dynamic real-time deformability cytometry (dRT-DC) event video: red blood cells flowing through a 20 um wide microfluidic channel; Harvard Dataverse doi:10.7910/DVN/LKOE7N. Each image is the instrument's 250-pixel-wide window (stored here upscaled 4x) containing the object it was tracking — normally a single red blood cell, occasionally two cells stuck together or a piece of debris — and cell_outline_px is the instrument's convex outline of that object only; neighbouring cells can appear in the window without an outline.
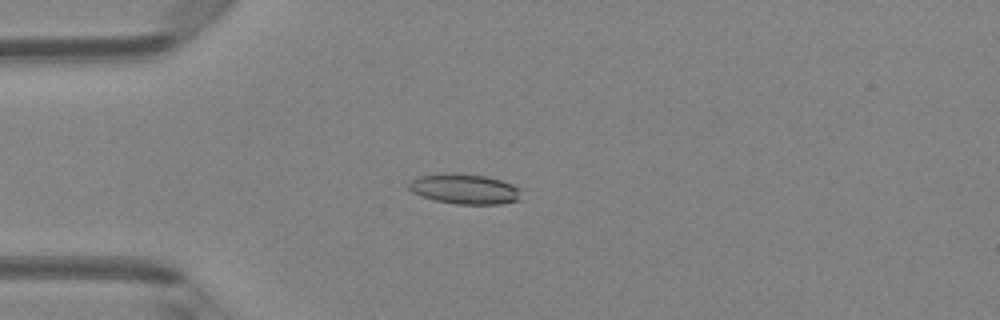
{"species": "Egyptian fruit bat (a non-hibernating species)", "species_latin": "Rousettus aegyptiacus", "temperature_condition": "room temperature", "stored_images_in_passage": 5, "camera_frame_rate_fps": 3000, "um_per_image_px": 0.085, "animal": {"sex": "female"}, "frame": {"image": 1, "passage_image": 4, "time_ms": 1.0, "image_size_px": [1000, 320], "cell_outline_px": [[520, 200], [500, 204], [456, 204], [436, 200], [420, 196], [412, 192], [408, 188], [408, 184], [416, 176], [448, 172], [452, 172], [488, 176], [512, 184], [520, 188]], "centroid_in_image_um": [39.47, 16.05], "position_along_channel_um": 45.5, "area_um2": 20.0}}